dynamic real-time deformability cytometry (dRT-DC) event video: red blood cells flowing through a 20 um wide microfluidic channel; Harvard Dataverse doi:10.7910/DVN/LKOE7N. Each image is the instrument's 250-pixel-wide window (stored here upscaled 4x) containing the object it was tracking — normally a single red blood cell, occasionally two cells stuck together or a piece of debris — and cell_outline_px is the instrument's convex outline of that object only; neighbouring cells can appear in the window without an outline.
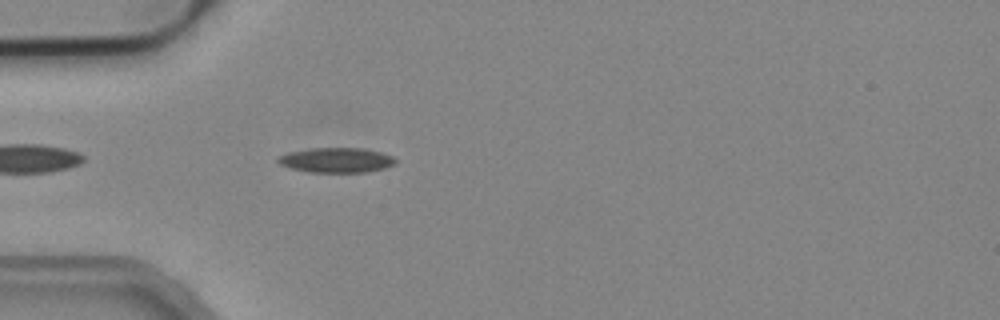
{"species": "common noctule bat (a hibernating species)", "species_latin": "Nyctalus noctula", "temperature_condition": "cold", "stored_images_in_passage": 6, "camera_frame_rate_fps": 3000, "um_per_image_px": 0.085, "animal": {"sex": "male", "body_mass_g": 19.2, "forearm_length_mm": 51.8}, "frame": {"image": 1, "passage_image": 3, "time_ms": 0.667, "image_size_px": [1000, 320], "cell_outline_px": [[396, 164], [384, 168], [364, 172], [308, 172], [292, 168], [280, 164], [276, 160], [276, 156], [288, 152], [312, 148], [364, 148], [380, 152], [392, 156], [396, 160]], "centroid_in_image_um": [28.57, 13.6], "position_along_channel_um": 56.4, "area_um2": 17.05}}